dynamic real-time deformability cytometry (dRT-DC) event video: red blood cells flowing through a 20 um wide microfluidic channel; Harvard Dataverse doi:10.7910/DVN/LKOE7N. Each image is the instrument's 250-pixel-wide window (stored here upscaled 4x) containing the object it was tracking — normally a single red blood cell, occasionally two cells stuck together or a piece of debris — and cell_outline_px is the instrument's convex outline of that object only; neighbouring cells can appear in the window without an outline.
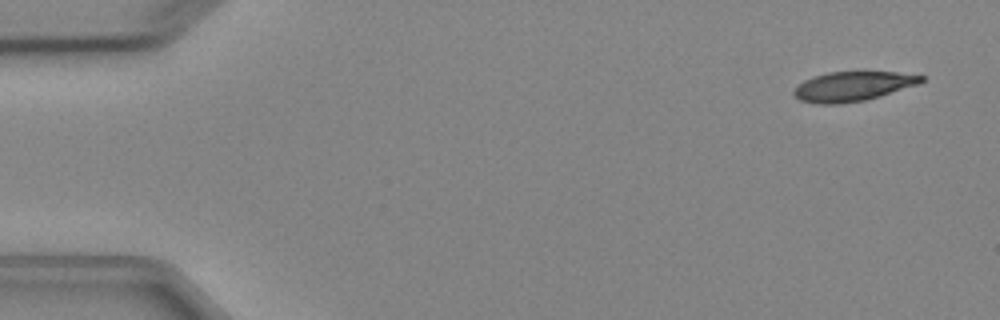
{"species": "Egyptian fruit bat (a non-hibernating species)", "species_latin": "Rousettus aegyptiacus", "temperature_condition": "cold", "stored_images_in_passage": 5, "camera_frame_rate_fps": 3000, "um_per_image_px": 0.085, "animal": {"sex": "female"}, "frame": {"image": 1, "passage_image": 1, "time_ms": 0.0, "image_size_px": [1000, 320], "cell_outline_px": [[924, 80], [920, 84], [880, 96], [864, 100], [840, 104], [820, 104], [800, 100], [792, 96], [792, 92], [804, 80], [812, 76], [828, 72], [896, 72], [924, 76]], "centroid_in_image_um": [72.48, 7.34], "position_along_channel_um": 12.5, "area_um2": 21.96}}
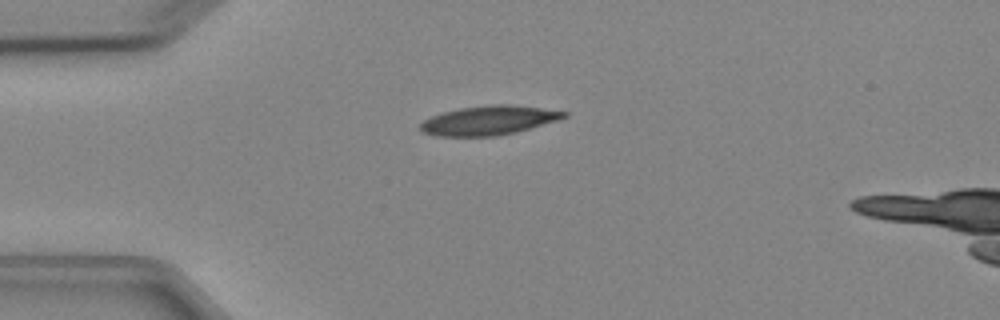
{"frame": {"image": 2, "passage_image": 4, "time_ms": 3.333, "image_size_px": [1000, 320], "cell_outline_px": [[568, 116], [560, 120], [516, 132], [496, 136], [436, 136], [424, 132], [420, 128], [420, 124], [424, 120], [432, 116], [444, 112], [460, 108], [492, 104], [508, 104], [540, 108], [568, 112]], "centroid_in_image_um": [41.58, 10.23], "position_along_channel_um": 43.4, "area_um2": 24.33}}